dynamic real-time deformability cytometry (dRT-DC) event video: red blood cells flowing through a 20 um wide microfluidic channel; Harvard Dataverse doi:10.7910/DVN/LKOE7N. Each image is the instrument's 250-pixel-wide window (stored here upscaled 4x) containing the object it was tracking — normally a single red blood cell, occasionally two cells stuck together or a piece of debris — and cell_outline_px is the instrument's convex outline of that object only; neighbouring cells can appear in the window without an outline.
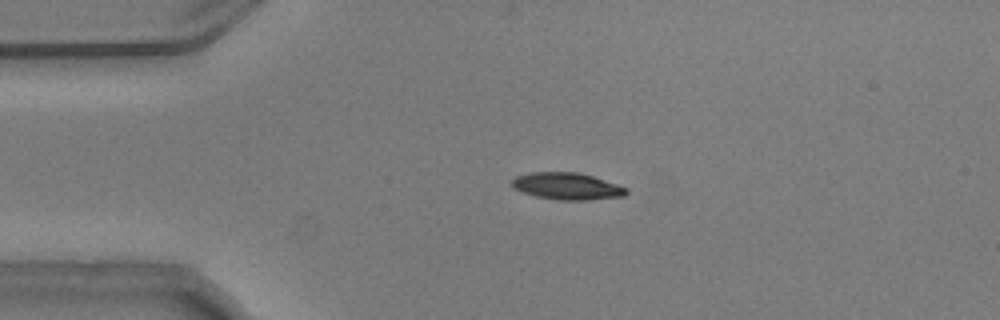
{"species": "common noctule bat (a hibernating species)", "species_latin": "Nyctalus noctula", "temperature_condition": "warm", "stored_images_in_passage": 31, "camera_frame_rate_fps": 3000, "um_per_image_px": 0.085, "animal": {"sex": "male", "body_mass_g": 20.5, "forearm_length_mm": 52.5}, "frame": {"image": 1, "passage_image": 1, "time_ms": 0.0, "image_size_px": [1000, 320], "cell_outline_px": [[628, 192], [624, 196], [584, 200], [560, 200], [536, 196], [512, 188], [512, 180], [516, 176], [532, 172], [576, 172], [592, 176], [628, 188]], "centroid_in_image_um": [48.19, 15.82], "position_along_channel_um": 36.8, "area_um2": 17.74}}
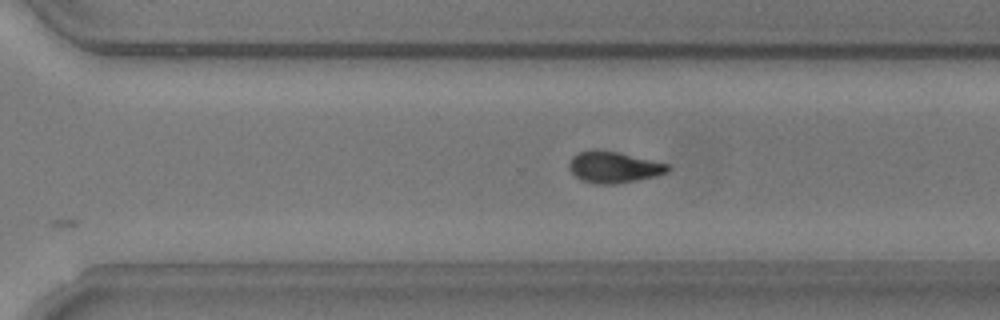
{"frame": {"image": 2, "passage_image": 26, "time_ms": 8.333, "image_size_px": [1000, 320], "cell_outline_px": [[672, 168], [668, 172], [656, 176], [636, 180], [612, 184], [596, 184], [580, 180], [568, 168], [568, 164], [572, 156], [580, 152], [596, 148], [616, 152], [668, 164]], "centroid_in_image_um": [52.14, 14.21], "position_along_channel_um": 318.5, "area_um2": 17.98}}
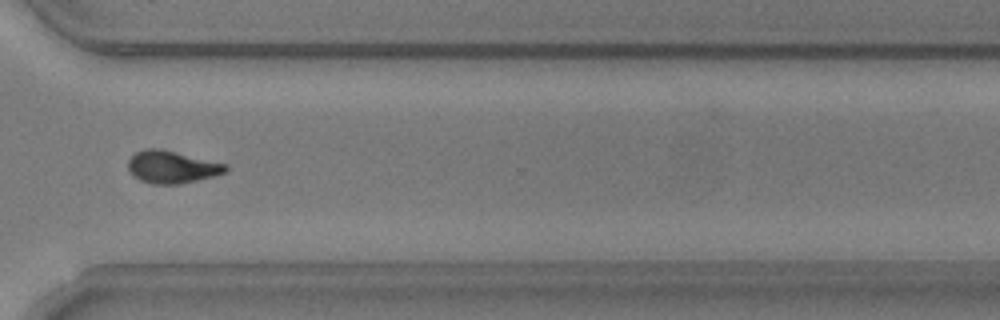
{"frame": {"image": 3, "passage_image": 29, "time_ms": 9.333, "image_size_px": [1000, 320], "cell_outline_px": [[228, 168], [224, 172], [216, 176], [180, 184], [152, 184], [140, 180], [128, 168], [128, 160], [136, 152], [144, 148], [160, 148], [228, 164]], "centroid_in_image_um": [14.64, 14.19], "position_along_channel_um": 356.0, "area_um2": 18.44}, "authors_computed_cell_mechanics": {"area_um2": 18.3804, "velocity_mm_per_s": 3.745, "shape_relaxation_time_tau1_ms": 4.5196, "shape_relaxation_time_tau2_ms": 3.4262, "deformation_change_tau1": 0.1744, "deformation_change_tau2": 0.0882}}